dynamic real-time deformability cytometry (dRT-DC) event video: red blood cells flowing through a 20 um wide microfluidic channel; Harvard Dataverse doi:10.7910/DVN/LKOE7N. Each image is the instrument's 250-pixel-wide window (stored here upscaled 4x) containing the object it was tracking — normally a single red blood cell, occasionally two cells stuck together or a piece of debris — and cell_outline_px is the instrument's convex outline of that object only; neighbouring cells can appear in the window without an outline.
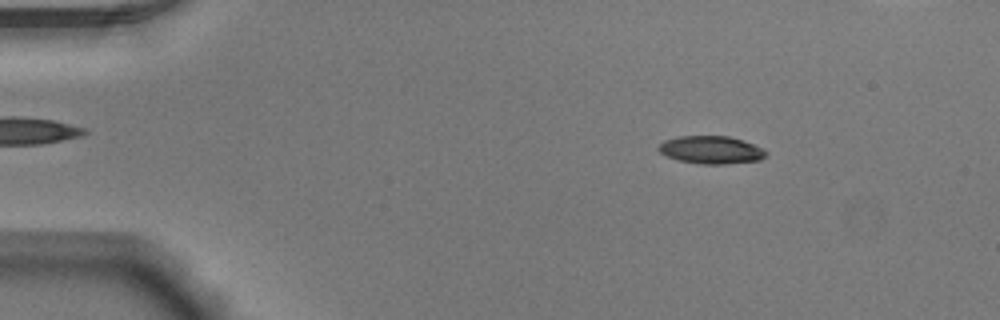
{"species": "Egyptian fruit bat (a non-hibernating species)", "species_latin": "Rousettus aegyptiacus", "temperature_condition": "warm", "stored_images_in_passage": 51, "camera_frame_rate_fps": 3000, "um_per_image_px": 0.085, "animal": {"sex": "male"}, "frame": {"image": 1, "passage_image": 6, "time_ms": 1.667, "image_size_px": [1000, 320], "cell_outline_px": [[768, 152], [760, 160], [724, 164], [700, 164], [680, 160], [668, 156], [660, 152], [656, 148], [664, 140], [680, 136], [728, 136], [744, 140], [764, 148]], "centroid_in_image_um": [60.47, 12.73], "position_along_channel_um": 24.5, "area_um2": 17.4}}
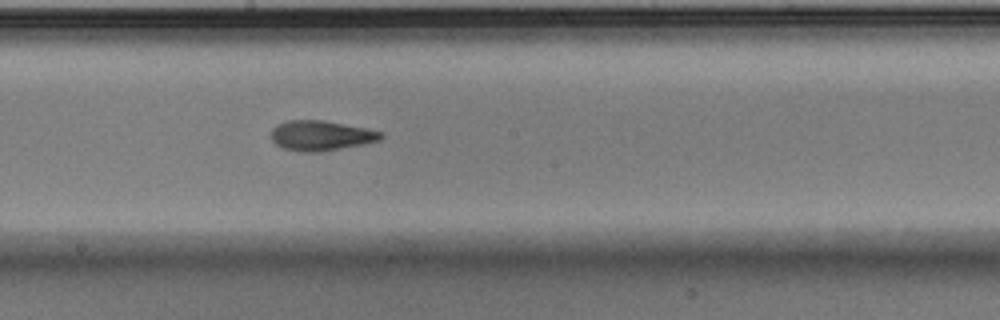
{"frame": {"image": 2, "passage_image": 27, "time_ms": 8.667, "image_size_px": [1000, 320], "cell_outline_px": [[384, 136], [380, 140], [364, 144], [320, 152], [304, 152], [284, 148], [276, 144], [272, 140], [272, 128], [276, 124], [288, 120], [324, 120], [368, 128], [384, 132]], "centroid_in_image_um": [27.32, 11.51], "position_along_channel_um": 220.9, "area_um2": 19.36}}
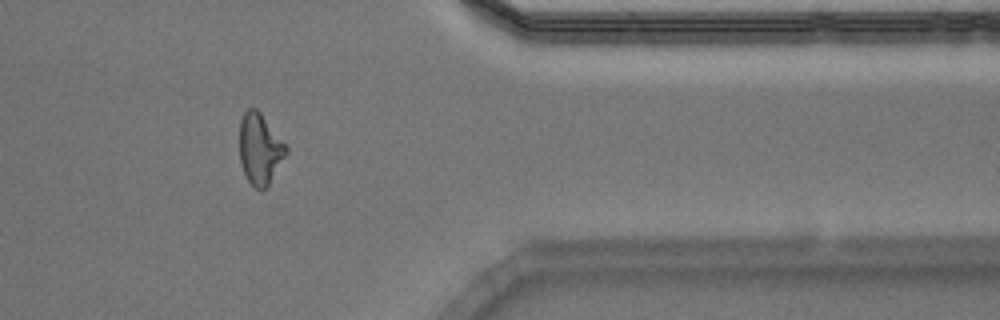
{"frame": {"image": 3, "passage_image": 41, "time_ms": 13.333, "image_size_px": [1000, 320], "cell_outline_px": [[288, 152], [268, 184], [260, 192], [248, 180], [244, 172], [240, 160], [240, 120], [244, 112], [248, 108], [256, 108], [260, 112], [288, 148]], "centroid_in_image_um": [22.08, 12.64], "position_along_channel_um": 389.3, "area_um2": 18.9}, "authors_computed_cell_mechanics": {"area_um2": 18.785, "velocity_mm_per_s": 3.9369, "shape_relaxation_time_tau1_ms": 4.8192, "shape_relaxation_time_tau2_ms": 1.9633, "deformation_change_tau1": 0.1951, "deformation_change_tau2": 0.0987}}